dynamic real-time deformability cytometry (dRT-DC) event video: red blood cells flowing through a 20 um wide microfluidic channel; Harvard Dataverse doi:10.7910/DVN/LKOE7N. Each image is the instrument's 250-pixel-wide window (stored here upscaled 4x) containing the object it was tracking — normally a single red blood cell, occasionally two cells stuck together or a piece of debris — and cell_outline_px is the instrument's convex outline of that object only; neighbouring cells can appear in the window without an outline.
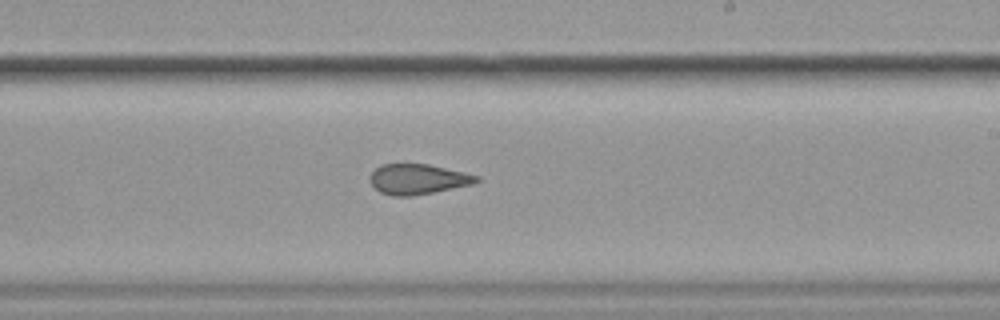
{"species": "common noctule bat (a hibernating species)", "species_latin": "Nyctalus noctula", "temperature_condition": "cold", "stored_images_in_passage": 7, "camera_frame_rate_fps": 3000, "um_per_image_px": 0.085, "animal": {"sex": "female", "body_mass_g": 19.9}, "frame": {"image": 1, "passage_image": 7, "time_ms": 2.0, "image_size_px": [1000, 320], "cell_outline_px": [[480, 180], [472, 184], [412, 196], [392, 196], [380, 192], [368, 180], [368, 176], [380, 164], [428, 164], [464, 172], [480, 176]], "centroid_in_image_um": [35.49, 15.22], "position_along_channel_um": 253.5, "area_um2": 18.73}}